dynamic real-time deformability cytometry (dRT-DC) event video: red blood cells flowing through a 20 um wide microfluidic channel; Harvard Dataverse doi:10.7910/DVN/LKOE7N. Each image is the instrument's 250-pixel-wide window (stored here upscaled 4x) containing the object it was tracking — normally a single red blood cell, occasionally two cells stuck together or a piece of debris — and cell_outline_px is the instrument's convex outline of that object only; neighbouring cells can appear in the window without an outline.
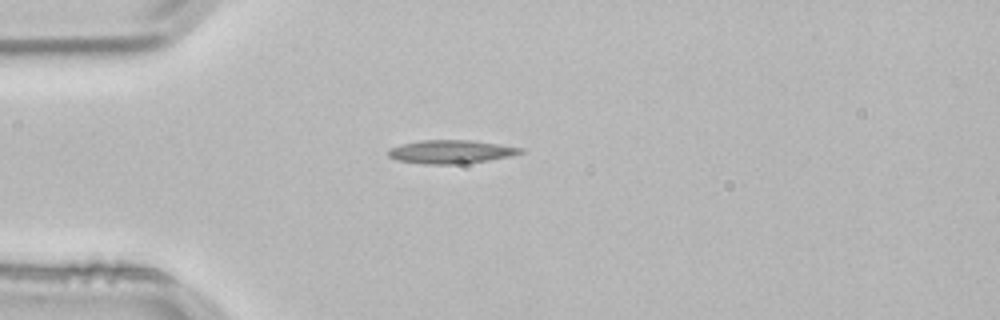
{"species": "common noctule bat (a hibernating species)", "species_latin": "Nyctalus noctula", "temperature_condition": "room temperature", "stored_images_in_passage": 4, "camera_frame_rate_fps": 3000, "um_per_image_px": 0.085, "animal": {"sex": "male", "body_mass_g": 21.5, "forearm_length_mm": 52.0}, "frame": {"image": 1, "passage_image": 4, "time_ms": 1.0, "image_size_px": [1000, 320], "cell_outline_px": [[524, 152], [512, 156], [488, 160], [460, 164], [424, 164], [396, 160], [388, 156], [388, 148], [404, 144], [424, 140], [468, 140], [524, 148]], "centroid_in_image_um": [38.32, 12.91], "position_along_channel_um": 46.7, "area_um2": 17.92}}